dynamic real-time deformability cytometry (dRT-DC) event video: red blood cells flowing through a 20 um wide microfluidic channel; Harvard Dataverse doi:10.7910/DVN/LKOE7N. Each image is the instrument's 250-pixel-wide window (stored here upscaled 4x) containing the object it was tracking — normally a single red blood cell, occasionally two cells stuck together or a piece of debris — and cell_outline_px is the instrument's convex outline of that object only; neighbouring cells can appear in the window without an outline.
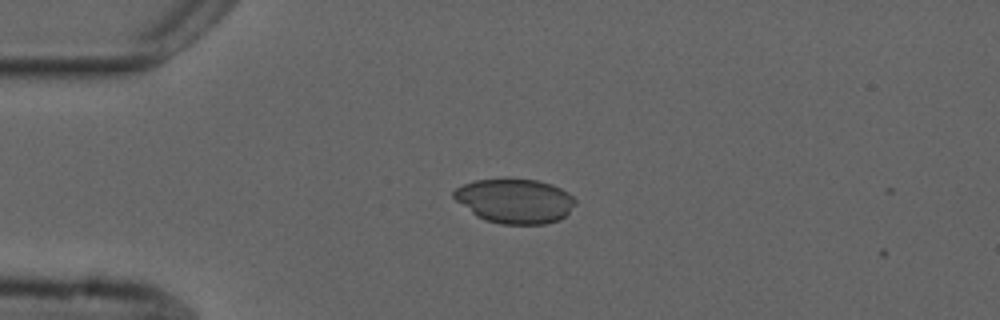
{"species": "common noctule bat (a hibernating species)", "species_latin": "Nyctalus noctula", "temperature_condition": "cold", "stored_images_in_passage": 6, "camera_frame_rate_fps": 3000, "um_per_image_px": 0.085, "animal": {"sex": "male", "forearm_length_mm": 52.5}, "frame": {"image": 1, "passage_image": 3, "time_ms": 0.667, "image_size_px": [1000, 320], "cell_outline_px": [[576, 204], [560, 220], [544, 224], [500, 224], [484, 220], [476, 216], [456, 200], [452, 196], [452, 192], [456, 188], [464, 184], [476, 180], [536, 180], [552, 184], [568, 192], [576, 200]], "centroid_in_image_um": [43.77, 17.1], "position_along_channel_um": 41.2, "area_um2": 31.27}}